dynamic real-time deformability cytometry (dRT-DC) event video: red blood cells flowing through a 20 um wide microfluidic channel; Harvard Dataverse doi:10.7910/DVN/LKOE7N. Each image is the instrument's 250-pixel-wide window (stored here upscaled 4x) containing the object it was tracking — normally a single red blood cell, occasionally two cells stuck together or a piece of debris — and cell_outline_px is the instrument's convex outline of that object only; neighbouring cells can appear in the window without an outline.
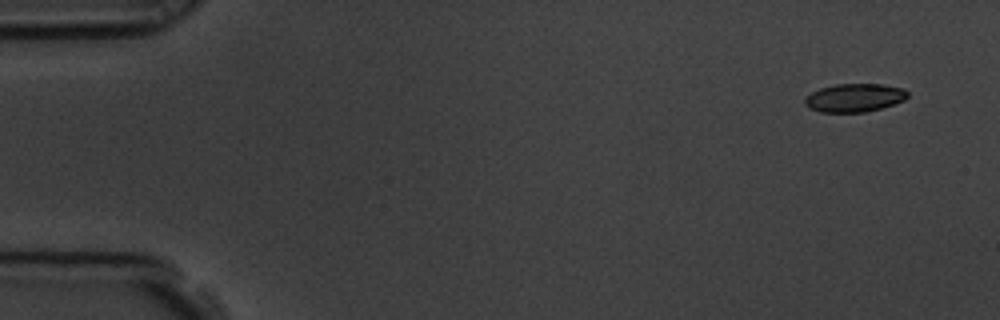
{"species": "common noctule bat (a hibernating species)", "species_latin": "Nyctalus noctula", "temperature_condition": "room temperature", "stored_images_in_passage": 5, "camera_frame_rate_fps": 3000, "um_per_image_px": 0.085, "animal": {"sex": "male", "body_mass_g": 19.5, "forearm_length_mm": 54.6}, "frame": {"image": 1, "passage_image": 1, "time_ms": 0.0, "image_size_px": [1000, 320], "cell_outline_px": [[908, 96], [904, 100], [880, 108], [864, 112], [820, 112], [808, 108], [804, 104], [804, 96], [820, 88], [836, 84], [884, 84], [904, 88], [908, 92]], "centroid_in_image_um": [72.6, 8.3], "position_along_channel_um": 12.4, "area_um2": 17.05}}
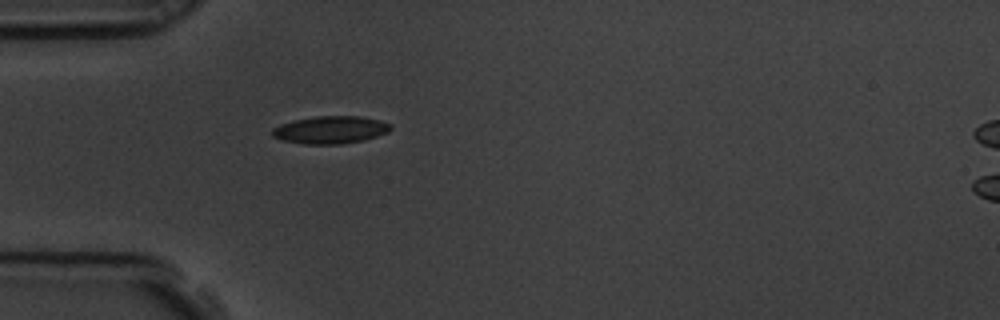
{"frame": {"image": 2, "passage_image": 5, "time_ms": 1.333, "image_size_px": [1000, 320], "cell_outline_px": [[392, 128], [388, 132], [364, 140], [340, 144], [304, 144], [284, 140], [272, 136], [272, 128], [280, 124], [296, 120], [316, 116], [360, 116], [380, 120], [392, 124]], "centroid_in_image_um": [28.11, 11.03], "position_along_channel_um": 56.9, "area_um2": 18.96}}